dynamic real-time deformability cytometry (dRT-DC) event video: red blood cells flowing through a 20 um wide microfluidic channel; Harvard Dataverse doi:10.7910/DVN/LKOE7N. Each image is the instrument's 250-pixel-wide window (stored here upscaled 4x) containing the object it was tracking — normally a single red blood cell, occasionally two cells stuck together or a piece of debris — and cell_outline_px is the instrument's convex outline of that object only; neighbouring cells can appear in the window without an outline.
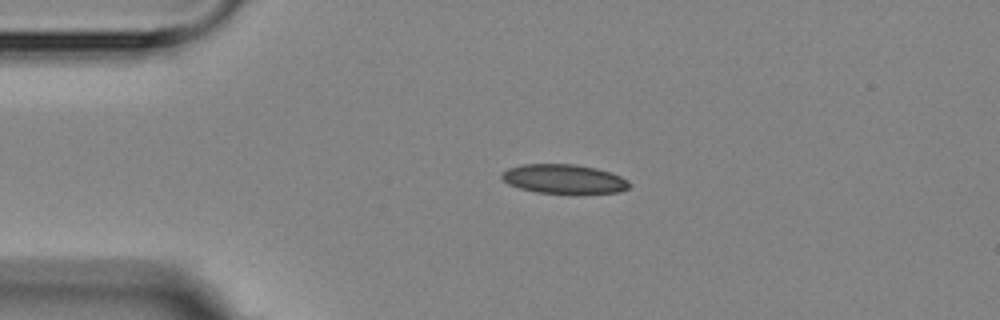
{"species": "Egyptian fruit bat (a non-hibernating species)", "species_latin": "Rousettus aegyptiacus", "temperature_condition": "room temperature", "stored_images_in_passage": 2, "camera_frame_rate_fps": 3000, "um_per_image_px": 0.085, "animal": {"sex": "female"}, "frame": {"image": 1, "passage_image": 1, "time_ms": 0.0, "image_size_px": [1000, 320], "cell_outline_px": [[628, 188], [620, 192], [576, 196], [572, 196], [536, 192], [520, 188], [508, 184], [500, 176], [508, 168], [524, 164], [576, 164], [596, 168], [620, 176], [628, 180]], "centroid_in_image_um": [47.96, 15.26], "position_along_channel_um": 37.0, "area_um2": 22.43}}